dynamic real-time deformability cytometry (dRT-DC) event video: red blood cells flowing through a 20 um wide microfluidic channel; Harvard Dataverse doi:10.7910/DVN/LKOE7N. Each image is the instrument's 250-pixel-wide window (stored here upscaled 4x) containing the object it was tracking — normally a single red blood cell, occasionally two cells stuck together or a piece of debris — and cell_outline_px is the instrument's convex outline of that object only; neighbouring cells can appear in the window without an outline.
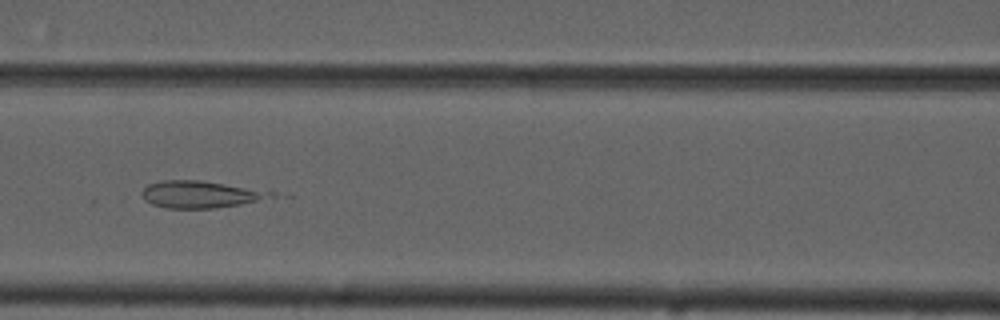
{"species": "common noctule bat (a hibernating species)", "species_latin": "Nyctalus noctula", "temperature_condition": "cold", "stored_images_in_passage": 42, "camera_frame_rate_fps": 3000, "um_per_image_px": 0.085, "animal": {"sex": "male", "forearm_length_mm": 52.5}, "frame": {"image": 1, "passage_image": 12, "time_ms": 3.667, "image_size_px": [1000, 320], "cell_outline_px": [[276, 196], [240, 204], [212, 208], [164, 208], [152, 204], [144, 200], [140, 192], [148, 184], [164, 180], [200, 180], [276, 192]], "centroid_in_image_um": [16.99, 16.52], "position_along_channel_um": 149.6, "area_um2": 20.17}}
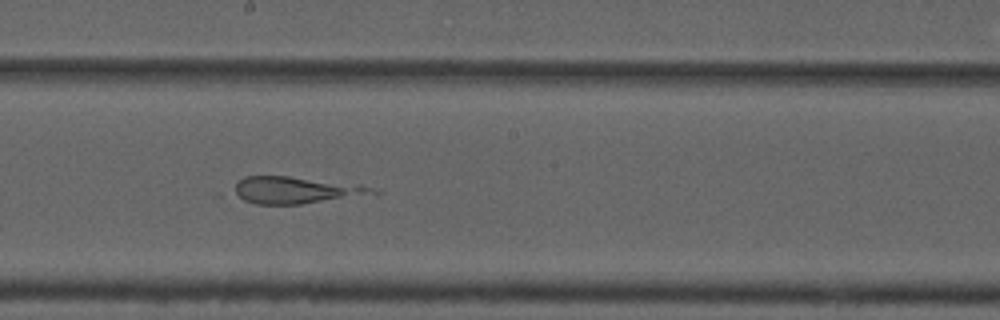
{"frame": {"image": 2, "passage_image": 18, "time_ms": 5.667, "image_size_px": [1000, 320], "cell_outline_px": [[384, 192], [300, 204], [256, 204], [244, 200], [228, 192], [236, 180], [244, 176], [288, 176], [360, 184], [380, 188]], "centroid_in_image_um": [25.08, 16.14], "position_along_channel_um": 223.1, "area_um2": 22.2}}
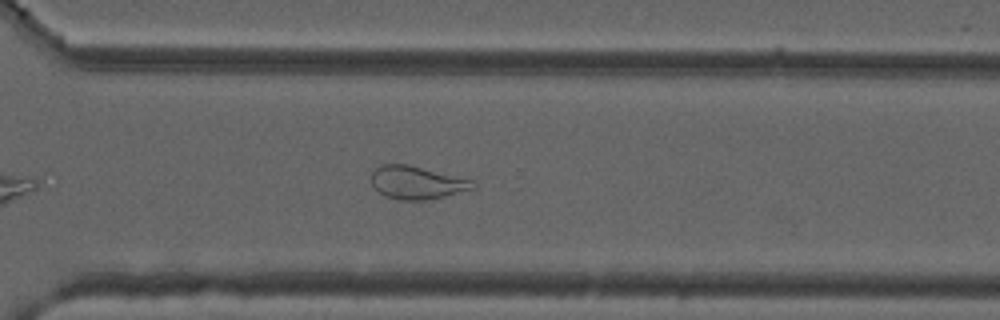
{"frame": {"image": 3, "passage_image": 27, "time_ms": 8.667, "image_size_px": [1000, 320], "cell_outline_px": [[476, 188], [444, 196], [424, 200], [400, 200], [384, 196], [372, 184], [372, 172], [380, 164], [408, 164], [476, 180]], "centroid_in_image_um": [35.48, 15.51], "position_along_channel_um": 335.1, "area_um2": 19.65}}